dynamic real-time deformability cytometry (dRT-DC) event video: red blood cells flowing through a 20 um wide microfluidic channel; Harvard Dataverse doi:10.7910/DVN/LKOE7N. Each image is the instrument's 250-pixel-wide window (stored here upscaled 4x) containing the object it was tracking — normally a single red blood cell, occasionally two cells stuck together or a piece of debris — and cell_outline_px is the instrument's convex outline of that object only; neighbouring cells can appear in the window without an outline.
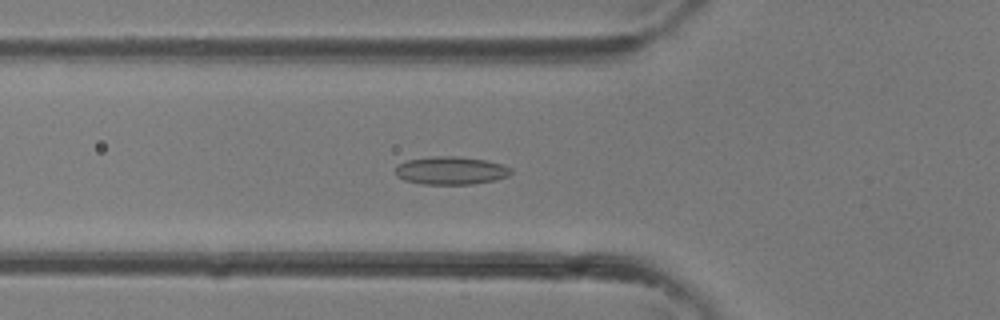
{"species": "common noctule bat (a hibernating species)", "species_latin": "Nyctalus noctula", "temperature_condition": "room temperature", "stored_images_in_passage": 37, "camera_frame_rate_fps": 3000, "um_per_image_px": 0.085, "animal": {"sex": "female"}, "frame": {"image": 1, "passage_image": 13, "time_ms": 4.0, "image_size_px": [1000, 320], "cell_outline_px": [[512, 172], [508, 176], [496, 180], [472, 184], [420, 184], [404, 180], [396, 176], [396, 164], [408, 160], [432, 156], [460, 156], [484, 160], [500, 164], [512, 168]], "centroid_in_image_um": [38.3, 14.5], "position_along_channel_um": 87.5, "area_um2": 18.96}}
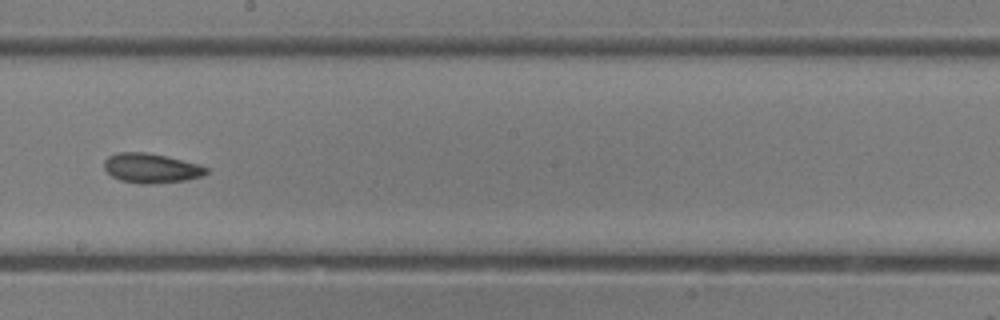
{"frame": {"image": 2, "passage_image": 21, "time_ms": 6.667, "image_size_px": [1000, 320], "cell_outline_px": [[208, 172], [204, 176], [184, 180], [152, 184], [140, 184], [120, 180], [112, 176], [104, 168], [104, 160], [108, 156], [116, 152], [144, 152], [164, 156], [200, 164], [208, 168]], "centroid_in_image_um": [12.84, 14.29], "position_along_channel_um": 235.4, "area_um2": 17.63}}
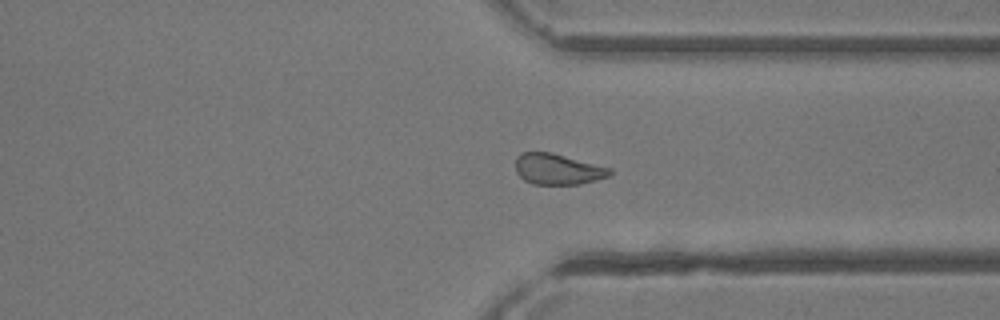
{"frame": {"image": 3, "passage_image": 28, "time_ms": 9.0, "image_size_px": [1000, 320], "cell_outline_px": [[612, 172], [608, 176], [596, 180], [580, 184], [532, 184], [524, 180], [516, 172], [516, 156], [520, 152], [552, 152], [612, 168]], "centroid_in_image_um": [47.4, 14.37], "position_along_channel_um": 364.0, "area_um2": 17.05}}